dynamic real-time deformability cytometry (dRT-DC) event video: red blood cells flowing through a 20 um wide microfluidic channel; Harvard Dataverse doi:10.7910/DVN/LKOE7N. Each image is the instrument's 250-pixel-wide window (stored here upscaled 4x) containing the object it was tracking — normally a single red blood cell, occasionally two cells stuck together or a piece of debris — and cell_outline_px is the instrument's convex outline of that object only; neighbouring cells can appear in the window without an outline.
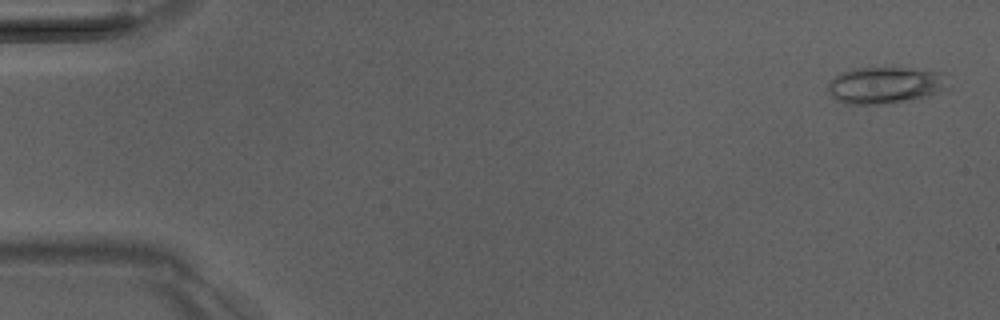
{"species": "Egyptian fruit bat (a non-hibernating species)", "species_latin": "Rousettus aegyptiacus", "temperature_condition": "room temperature", "stored_images_in_passage": 51, "camera_frame_rate_fps": 3000, "um_per_image_px": 0.085, "animal": {"sex": "male"}, "frame": {"image": 1, "passage_image": 2, "time_ms": 0.333, "image_size_px": [1000, 320], "cell_outline_px": [[948, 88], [924, 96], [884, 104], [844, 104], [836, 100], [832, 96], [828, 88], [828, 84], [836, 76], [844, 72], [856, 68], [904, 68], [940, 72]], "centroid_in_image_um": [75.17, 7.25], "position_along_channel_um": 9.8, "area_um2": 24.91}}
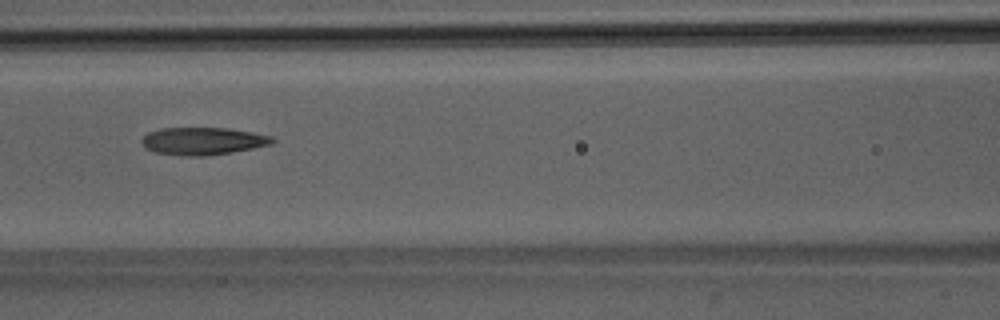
{"frame": {"image": 2, "passage_image": 23, "time_ms": 7.333, "image_size_px": [1000, 320], "cell_outline_px": [[276, 140], [272, 144], [232, 152], [204, 156], [188, 156], [152, 152], [144, 148], [140, 140], [148, 132], [160, 128], [228, 128], [252, 132], [272, 136]], "centroid_in_image_um": [17.22, 11.99], "position_along_channel_um": 149.4, "area_um2": 21.04}}
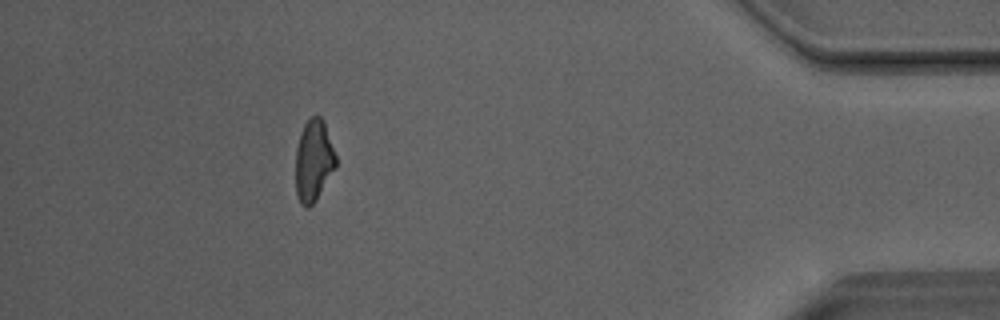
{"frame": {"image": 3, "passage_image": 46, "time_ms": 15.0, "image_size_px": [1000, 320], "cell_outline_px": [[336, 168], [316, 200], [308, 208], [304, 208], [300, 204], [296, 196], [296, 148], [300, 132], [304, 124], [312, 116], [320, 116], [324, 124], [336, 156]], "centroid_in_image_um": [26.64, 13.7], "position_along_channel_um": 408.6, "area_um2": 19.13}, "authors_computed_cell_mechanics": {"area_um2": 21.1548, "velocity_mm_per_s": 4.0732, "shape_relaxation_time_tau1_ms": null, "shape_relaxation_time_tau2_ms": 4.1224, "deformation_change_tau1": null, "deformation_change_tau2": 0.1521}}